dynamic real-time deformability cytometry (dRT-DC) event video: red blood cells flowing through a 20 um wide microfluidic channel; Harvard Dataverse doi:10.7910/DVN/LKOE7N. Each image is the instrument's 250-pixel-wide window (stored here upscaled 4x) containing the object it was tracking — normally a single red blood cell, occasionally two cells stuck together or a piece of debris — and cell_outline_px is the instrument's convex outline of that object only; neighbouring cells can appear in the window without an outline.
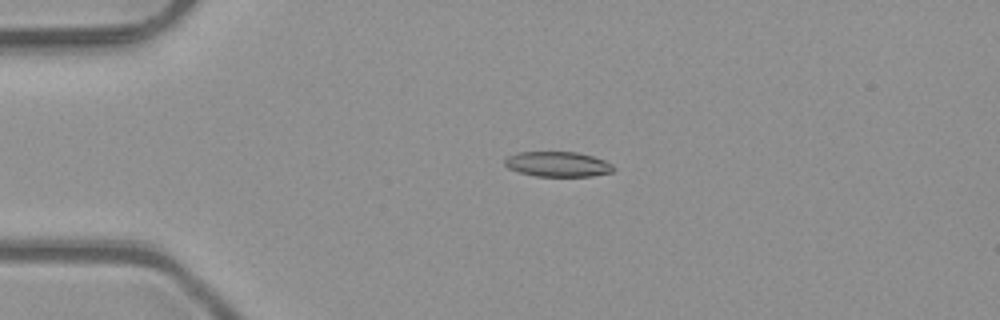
{"species": "common noctule bat (a hibernating species)", "species_latin": "Nyctalus noctula", "temperature_condition": "room temperature", "stored_images_in_passage": 50, "camera_frame_rate_fps": 3000, "um_per_image_px": 0.085, "animal": {"sex": "male", "body_mass_g": 23.1, "forearm_length_mm": 52.7}, "frame": {"image": 1, "passage_image": 11, "time_ms": 3.333, "image_size_px": [1000, 320], "cell_outline_px": [[616, 168], [612, 172], [592, 176], [536, 176], [520, 172], [508, 168], [504, 164], [504, 160], [508, 156], [516, 152], [576, 152], [592, 156], [604, 160], [612, 164]], "centroid_in_image_um": [47.41, 13.95], "position_along_channel_um": 37.6, "area_um2": 15.9}}
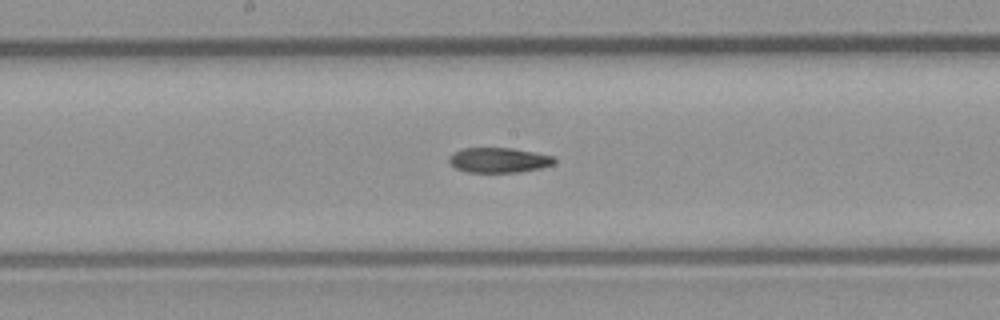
{"frame": {"image": 2, "passage_image": 26, "time_ms": 8.333, "image_size_px": [1000, 320], "cell_outline_px": [[556, 160], [552, 164], [540, 168], [520, 172], [468, 172], [456, 168], [448, 160], [448, 156], [452, 152], [464, 148], [512, 148], [536, 152], [552, 156]], "centroid_in_image_um": [42.37, 13.6], "position_along_channel_um": 205.8, "area_um2": 15.32}}
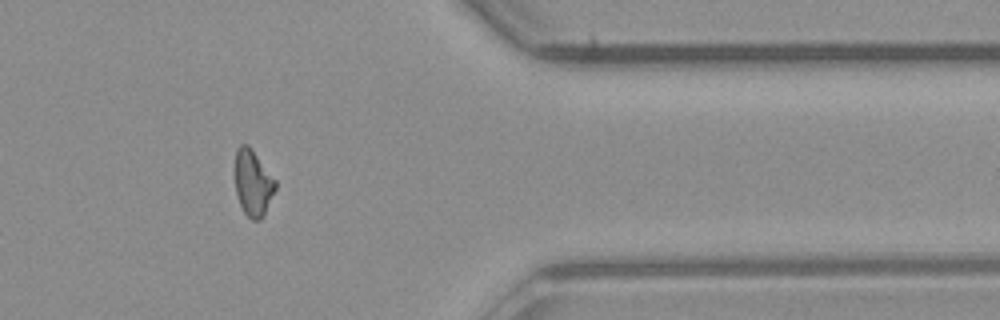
{"frame": {"image": 3, "passage_image": 41, "time_ms": 13.333, "image_size_px": [1000, 320], "cell_outline_px": [[276, 188], [264, 216], [260, 220], [252, 220], [244, 212], [240, 204], [236, 192], [232, 172], [236, 148], [240, 144], [248, 144], [276, 180]], "centroid_in_image_um": [21.46, 15.52], "position_along_channel_um": 389.9, "area_um2": 16.07}}